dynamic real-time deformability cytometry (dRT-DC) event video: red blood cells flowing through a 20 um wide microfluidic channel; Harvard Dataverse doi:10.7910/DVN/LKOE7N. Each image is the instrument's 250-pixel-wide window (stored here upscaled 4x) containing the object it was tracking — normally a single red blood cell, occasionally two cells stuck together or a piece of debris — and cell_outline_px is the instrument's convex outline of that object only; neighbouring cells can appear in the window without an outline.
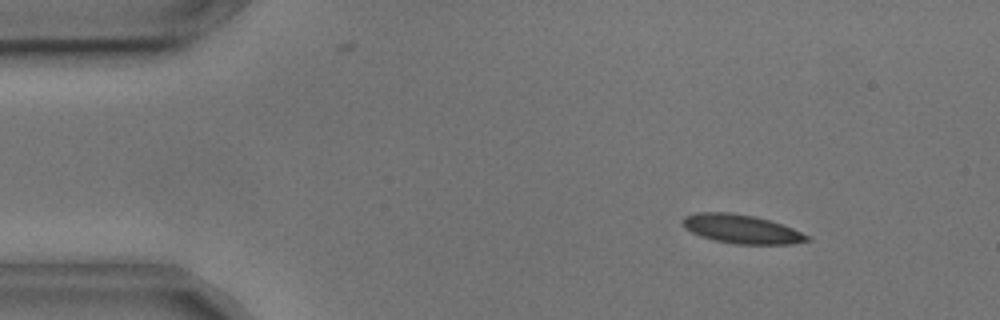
{"species": "common noctule bat (a hibernating species)", "species_latin": "Nyctalus noctula", "temperature_condition": "cold", "stored_images_in_passage": 55, "camera_frame_rate_fps": 3000, "um_per_image_px": 0.085, "animal": {"sex": "male", "body_mass_g": 17.9, "forearm_length_mm": 54.2}, "frame": {"image": 1, "passage_image": 7, "time_ms": 2.0, "image_size_px": [1000, 320], "cell_outline_px": [[812, 240], [792, 244], [736, 244], [716, 240], [700, 236], [684, 228], [680, 220], [684, 216], [696, 212], [732, 212], [756, 216], [792, 228], [812, 236]], "centroid_in_image_um": [63.02, 19.46], "position_along_channel_um": 22.0, "area_um2": 21.1}}
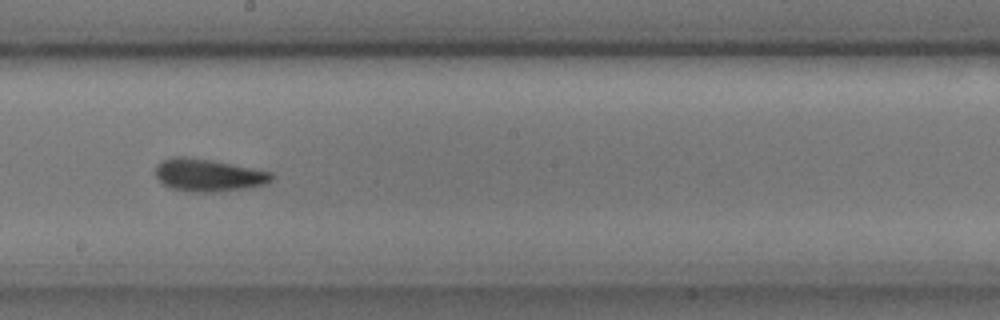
{"frame": {"image": 2, "passage_image": 30, "time_ms": 9.667, "image_size_px": [1000, 320], "cell_outline_px": [[276, 176], [272, 180], [264, 184], [248, 188], [216, 192], [192, 192], [168, 188], [156, 176], [156, 164], [172, 156], [184, 156], [212, 160], [272, 172]], "centroid_in_image_um": [17.71, 14.89], "position_along_channel_um": 230.5, "area_um2": 22.14}}
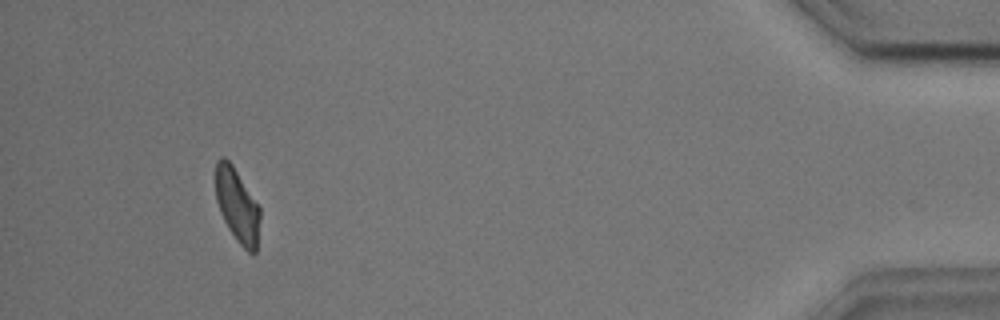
{"frame": {"image": 3, "passage_image": 51, "time_ms": 16.667, "image_size_px": [1000, 320], "cell_outline_px": [[260, 220], [256, 252], [252, 256], [236, 240], [228, 228], [220, 212], [216, 200], [216, 160], [220, 156], [224, 156], [232, 164], [260, 208]], "centroid_in_image_um": [20.16, 17.48], "position_along_channel_um": 415.0, "area_um2": 19.07}, "authors_computed_cell_mechanics": {"area_um2": 20.6924, "velocity_mm_per_s": 3.626, "shape_relaxation_time_tau1_ms": 4.996, "shape_relaxation_time_tau2_ms": 2.8407, "deformation_change_tau1": 0.1175, "deformation_change_tau2": 0.0838}}